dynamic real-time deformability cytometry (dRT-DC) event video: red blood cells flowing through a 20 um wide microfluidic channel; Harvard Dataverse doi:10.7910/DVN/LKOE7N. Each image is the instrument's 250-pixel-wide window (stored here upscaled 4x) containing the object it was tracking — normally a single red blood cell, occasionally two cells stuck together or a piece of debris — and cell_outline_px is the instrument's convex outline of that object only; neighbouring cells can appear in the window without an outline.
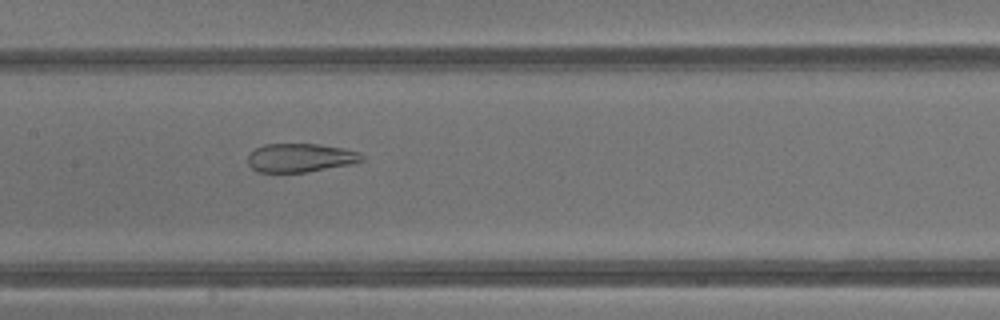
{"species": "common noctule bat (a hibernating species)", "species_latin": "Nyctalus noctula", "temperature_condition": "warm", "stored_images_in_passage": 42, "camera_frame_rate_fps": 3000, "um_per_image_px": 0.085, "animal": {"sex": "male", "body_mass_g": 13.3}, "frame": {"image": 1, "passage_image": 21, "time_ms": 6.667, "image_size_px": [1000, 320], "cell_outline_px": [[364, 160], [352, 164], [304, 172], [256, 172], [248, 164], [248, 156], [256, 148], [264, 144], [320, 144], [344, 148], [360, 152], [364, 156]], "centroid_in_image_um": [25.55, 13.4], "position_along_channel_um": 181.8, "area_um2": 19.07}}
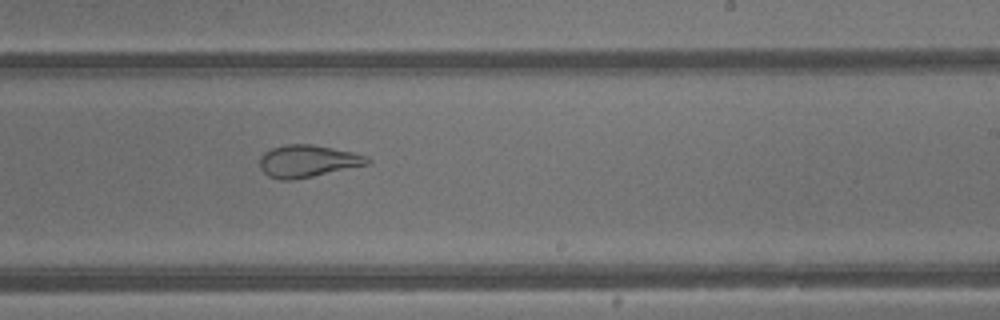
{"frame": {"image": 2, "passage_image": 26, "time_ms": 8.333, "image_size_px": [1000, 320], "cell_outline_px": [[372, 160], [368, 164], [312, 176], [292, 180], [280, 180], [268, 176], [260, 168], [260, 156], [264, 152], [272, 148], [284, 144], [312, 144], [356, 152], [368, 156]], "centroid_in_image_um": [26.16, 13.68], "position_along_channel_um": 262.8, "area_um2": 20.29}}
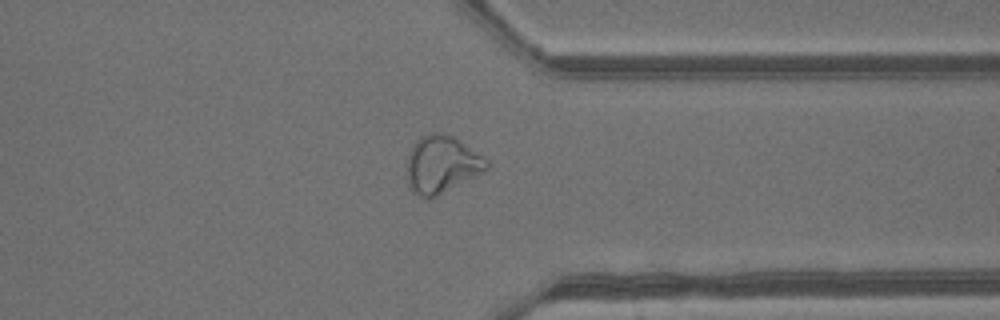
{"frame": {"image": 3, "passage_image": 33, "time_ms": 10.667, "image_size_px": [1000, 320], "cell_outline_px": [[488, 168], [484, 172], [432, 200], [428, 200], [412, 192], [408, 188], [408, 156], [416, 140], [420, 136], [428, 132], [444, 132], [460, 140], [488, 160]], "centroid_in_image_um": [37.54, 14.0], "position_along_channel_um": 373.9, "area_um2": 27.11}, "authors_computed_cell_mechanics": {"area_um2": 28.2064, "velocity_mm_per_s": 4.8769, "shape_relaxation_time_tau1_ms": null, "shape_relaxation_time_tau2_ms": 1.0596, "deformation_change_tau1": null, "deformation_change_tau2": 0.0907}}